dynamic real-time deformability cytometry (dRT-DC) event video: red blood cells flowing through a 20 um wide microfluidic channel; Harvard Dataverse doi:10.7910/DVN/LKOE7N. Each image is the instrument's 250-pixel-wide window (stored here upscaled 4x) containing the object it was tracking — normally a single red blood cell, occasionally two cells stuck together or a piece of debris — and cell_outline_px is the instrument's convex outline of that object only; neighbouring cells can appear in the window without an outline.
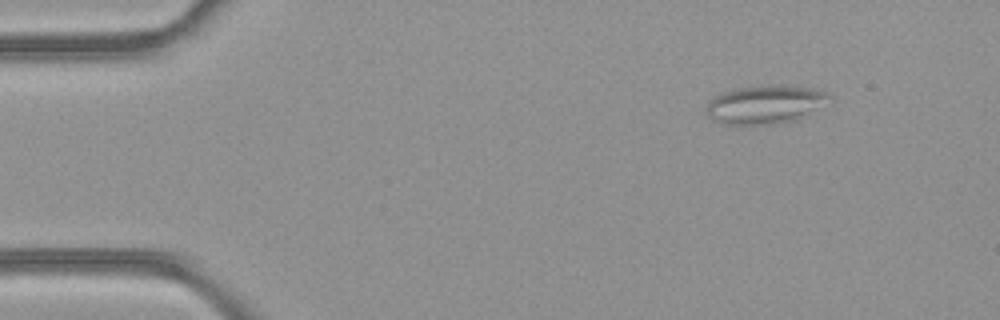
{"species": "common noctule bat (a hibernating species)", "species_latin": "Nyctalus noctula", "temperature_condition": "room temperature", "stored_images_in_passage": 44, "camera_frame_rate_fps": 3000, "um_per_image_px": 0.085, "animal": {"sex": "female", "body_mass_g": 21.9}, "frame": {"image": 1, "passage_image": 1, "time_ms": 0.0, "image_size_px": [1000, 320], "cell_outline_px": [[832, 96], [796, 120], [776, 124], [724, 124], [712, 120], [708, 116], [708, 104], [720, 92], [736, 88], [780, 84], [812, 88], [828, 92]], "centroid_in_image_um": [65.0, 8.87], "position_along_channel_um": 20.0, "area_um2": 27.05}}
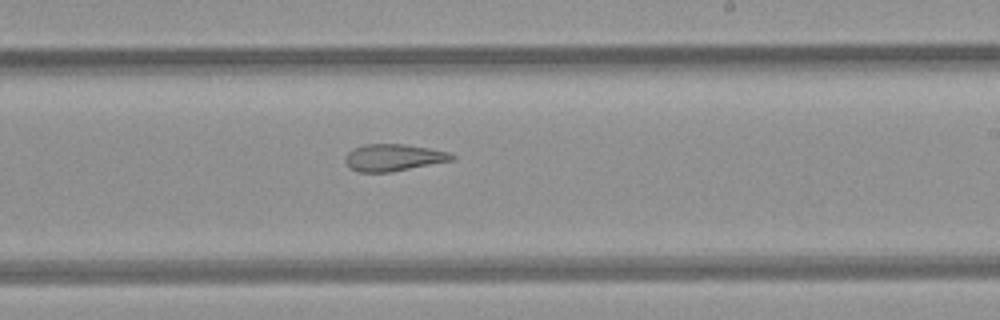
{"frame": {"image": 2, "passage_image": 24, "time_ms": 7.667, "image_size_px": [1000, 320], "cell_outline_px": [[456, 156], [452, 160], [388, 172], [356, 172], [348, 168], [344, 160], [344, 156], [352, 148], [364, 144], [404, 144], [428, 148], [448, 152]], "centroid_in_image_um": [33.35, 13.39], "position_along_channel_um": 255.7, "area_um2": 16.7}}
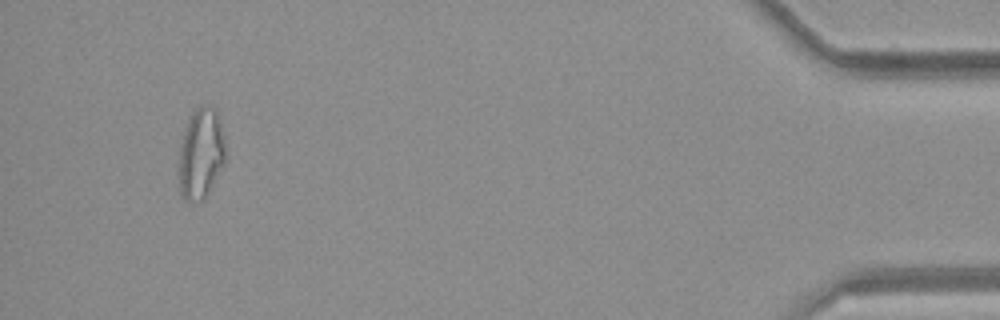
{"frame": {"image": 3, "passage_image": 41, "time_ms": 13.333, "image_size_px": [1000, 320], "cell_outline_px": [[228, 160], [204, 200], [188, 204], [180, 196], [180, 144], [188, 120], [192, 112], [200, 104], [212, 104], [216, 108], [220, 120], [228, 148]], "centroid_in_image_um": [17.15, 13.05], "position_along_channel_um": 418.1, "area_um2": 25.78}, "authors_computed_cell_mechanics": {"area_um2": 21.2704, "velocity_mm_per_s": 4.2732, "shape_relaxation_time_tau1_ms": null, "shape_relaxation_time_tau2_ms": 4.0751, "deformation_change_tau1": null, "deformation_change_tau2": 0.1454}}